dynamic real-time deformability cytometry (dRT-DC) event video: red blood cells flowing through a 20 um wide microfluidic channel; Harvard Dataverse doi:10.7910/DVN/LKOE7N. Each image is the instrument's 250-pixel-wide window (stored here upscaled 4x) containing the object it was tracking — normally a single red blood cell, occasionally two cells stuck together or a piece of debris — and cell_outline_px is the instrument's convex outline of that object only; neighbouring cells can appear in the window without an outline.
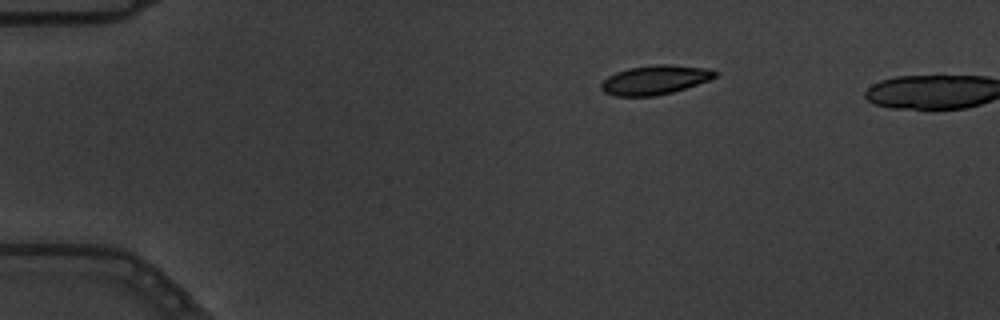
{"species": "common noctule bat (a hibernating species)", "species_latin": "Nyctalus noctula", "temperature_condition": "warm", "stored_images_in_passage": 3, "camera_frame_rate_fps": 3000, "um_per_image_px": 0.085, "animal": {"sex": "male", "body_mass_g": 19.5, "forearm_length_mm": 54.6}, "frame": {"image": 1, "passage_image": 1, "time_ms": 0.0, "image_size_px": [1000, 320], "cell_outline_px": [[720, 72], [716, 76], [708, 80], [672, 92], [656, 96], [616, 96], [604, 92], [600, 88], [600, 84], [608, 76], [616, 72], [628, 68], [656, 64], [668, 64], [712, 68]], "centroid_in_image_um": [55.69, 6.78], "position_along_channel_um": 29.3, "area_um2": 19.48}}